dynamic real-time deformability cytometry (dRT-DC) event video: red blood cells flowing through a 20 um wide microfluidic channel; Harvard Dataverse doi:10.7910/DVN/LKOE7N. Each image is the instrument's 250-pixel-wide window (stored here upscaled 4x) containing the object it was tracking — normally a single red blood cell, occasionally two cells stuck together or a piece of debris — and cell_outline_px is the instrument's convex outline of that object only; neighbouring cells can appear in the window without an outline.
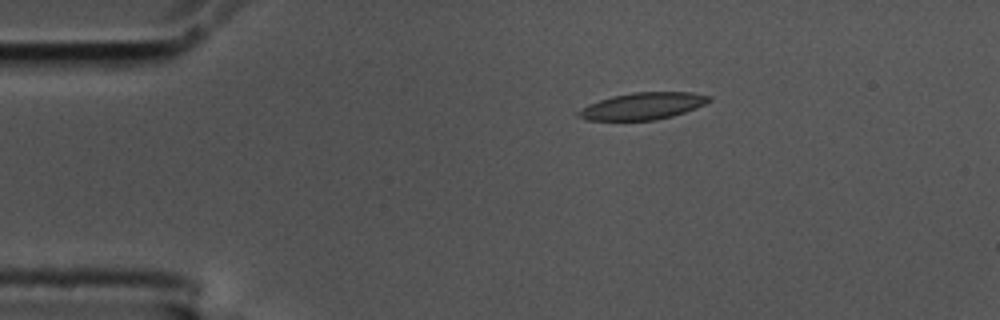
{"species": "common noctule bat (a hibernating species)", "species_latin": "Nyctalus noctula", "temperature_condition": "cold", "stored_images_in_passage": 6, "camera_frame_rate_fps": 3000, "um_per_image_px": 0.085, "animal": {"sex": "male", "body_mass_g": 17.5, "forearm_length_mm": 52.3}, "frame": {"image": 1, "passage_image": 1, "time_ms": 0.0, "image_size_px": [1000, 320], "cell_outline_px": [[712, 100], [696, 108], [672, 116], [656, 120], [584, 120], [576, 116], [576, 112], [588, 104], [612, 96], [632, 92], [692, 92], [712, 96]], "centroid_in_image_um": [54.62, 9.01], "position_along_channel_um": 30.4, "area_um2": 20.58}}